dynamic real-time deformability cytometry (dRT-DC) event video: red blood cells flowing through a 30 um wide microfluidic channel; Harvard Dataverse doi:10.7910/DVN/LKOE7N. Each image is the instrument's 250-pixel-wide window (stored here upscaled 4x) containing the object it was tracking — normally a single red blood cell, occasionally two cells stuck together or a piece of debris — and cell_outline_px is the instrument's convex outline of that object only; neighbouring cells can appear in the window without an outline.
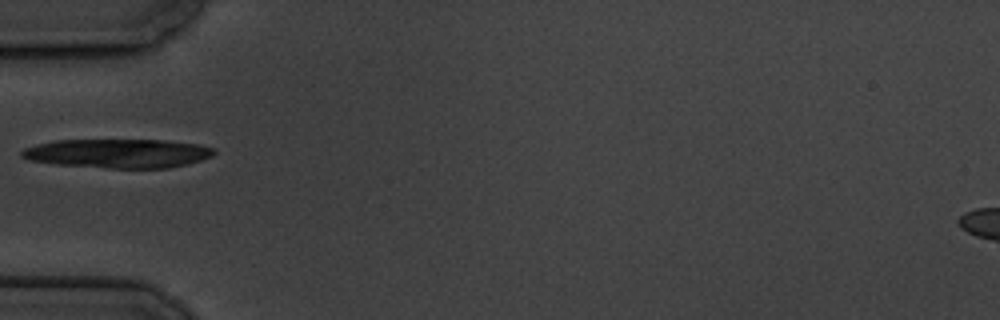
{"species": "common noctule bat (a hibernating species)", "species_latin": "Nyctalus noctula", "temperature_condition": "cold", "stored_images_in_passage": 4, "camera_frame_rate_fps": 3000, "um_per_image_px": 0.085, "animal": {"sex": "male", "body_mass_g": 19.5, "forearm_length_mm": 54.6}, "frame": {"image": 1, "passage_image": 4, "time_ms": 3.333, "image_size_px": [1000, 320], "cell_outline_px": [[216, 152], [212, 156], [188, 164], [168, 168], [112, 168], [56, 164], [28, 160], [20, 156], [20, 152], [24, 148], [36, 144], [56, 140], [164, 140], [200, 144], [216, 148]], "centroid_in_image_um": [10.05, 13.03], "position_along_channel_um": 75.0, "area_um2": 32.66}}